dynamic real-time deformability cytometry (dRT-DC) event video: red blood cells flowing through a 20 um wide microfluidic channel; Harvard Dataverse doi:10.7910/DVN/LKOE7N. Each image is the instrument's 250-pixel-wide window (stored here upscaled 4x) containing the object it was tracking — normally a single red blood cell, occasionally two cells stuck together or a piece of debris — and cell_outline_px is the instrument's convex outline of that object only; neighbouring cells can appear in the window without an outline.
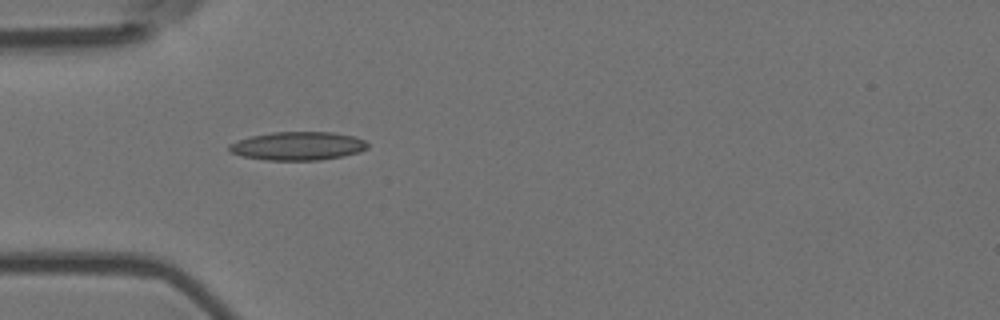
{"species": "Egyptian fruit bat (a non-hibernating species)", "species_latin": "Rousettus aegyptiacus", "temperature_condition": "room temperature", "stored_images_in_passage": 5, "camera_frame_rate_fps": 3000, "um_per_image_px": 0.085, "animal": {"sex": "female"}, "frame": {"image": 1, "passage_image": 4, "time_ms": 1.0, "image_size_px": [1000, 320], "cell_outline_px": [[368, 148], [360, 152], [344, 156], [320, 160], [264, 160], [240, 156], [228, 152], [228, 144], [252, 136], [272, 132], [332, 132], [356, 136], [364, 140], [368, 144]], "centroid_in_image_um": [25.32, 12.41], "position_along_channel_um": 59.7, "area_um2": 23.18}}
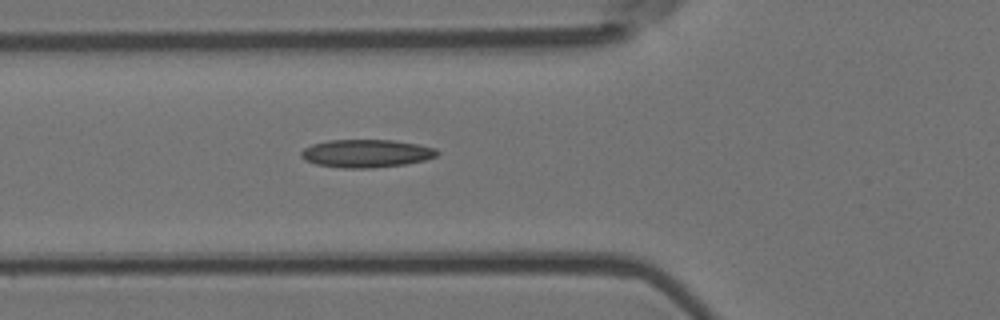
{"frame": {"image": 2, "passage_image": 5, "time_ms": 1.333, "image_size_px": [1000, 320], "cell_outline_px": [[440, 152], [436, 156], [424, 160], [404, 164], [372, 168], [344, 168], [316, 164], [304, 160], [300, 156], [300, 152], [304, 148], [312, 144], [328, 140], [392, 140], [416, 144], [436, 148]], "centroid_in_image_um": [31.11, 13.04], "position_along_channel_um": 94.7, "area_um2": 22.14}}